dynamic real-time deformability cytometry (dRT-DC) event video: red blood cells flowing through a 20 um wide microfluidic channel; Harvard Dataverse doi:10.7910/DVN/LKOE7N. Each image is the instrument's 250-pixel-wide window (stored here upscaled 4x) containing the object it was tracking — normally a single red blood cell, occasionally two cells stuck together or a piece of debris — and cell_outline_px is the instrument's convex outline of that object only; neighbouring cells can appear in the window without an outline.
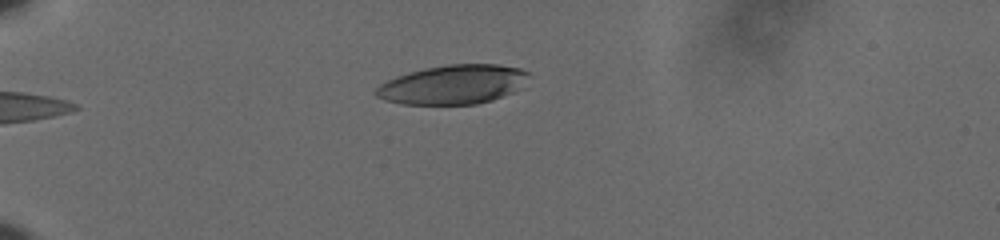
{"species": "human", "species_latin": "Homo sapiens", "temperature_condition": "cold", "stored_images_in_passage": 43, "camera_frame_rate_fps": 3000, "um_per_image_px": 0.085, "donor": {"sex": "male"}, "frame": {"image": 1, "passage_image": 1, "time_ms": 0.0, "image_size_px": [1000, 240], "cell_outline_px": [[528, 76], [524, 88], [492, 100], [476, 104], [404, 104], [384, 100], [376, 96], [376, 88], [380, 84], [388, 80], [412, 72], [428, 68], [448, 64], [496, 64], [520, 68], [528, 72]], "centroid_in_image_um": [38.57, 7.19], "position_along_channel_um": 46.4, "area_um2": 34.68}}
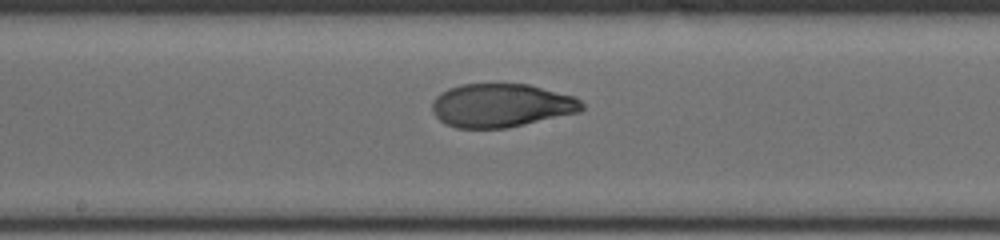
{"frame": {"image": 2, "passage_image": 18, "time_ms": 5.667, "image_size_px": [1000, 240], "cell_outline_px": [[584, 108], [580, 112], [524, 124], [504, 128], [456, 128], [444, 124], [432, 112], [432, 104], [436, 96], [440, 92], [448, 88], [460, 84], [528, 84], [576, 96], [584, 104]], "centroid_in_image_um": [42.6, 8.95], "position_along_channel_um": 205.6, "area_um2": 38.15}}
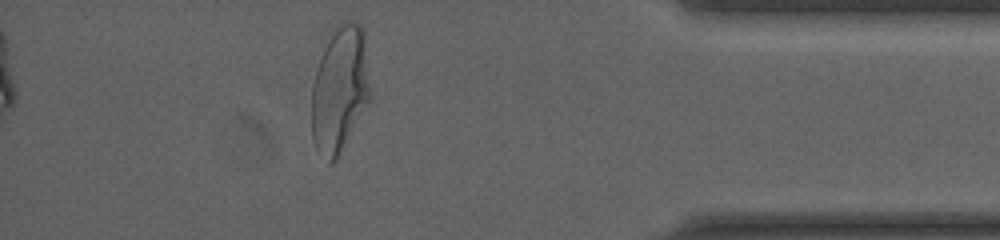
{"frame": {"image": 3, "passage_image": 37, "time_ms": 12.0, "image_size_px": [1000, 240], "cell_outline_px": [[372, 96], [336, 160], [332, 164], [328, 164], [316, 148], [312, 136], [312, 84], [324, 48], [332, 28], [340, 24], [360, 24], [364, 32]], "centroid_in_image_um": [28.89, 7.63], "position_along_channel_um": 406.3, "area_um2": 42.95}, "authors_computed_cell_mechanics": {"area_um2": 38.8416, "velocity_mm_per_s": 3.6176, "shape_relaxation_time_tau1_ms": 5.2132, "shape_relaxation_time_tau2_ms": 1.348, "deformation_change_tau1": 0.2259, "deformation_change_tau2": 0.0478}}